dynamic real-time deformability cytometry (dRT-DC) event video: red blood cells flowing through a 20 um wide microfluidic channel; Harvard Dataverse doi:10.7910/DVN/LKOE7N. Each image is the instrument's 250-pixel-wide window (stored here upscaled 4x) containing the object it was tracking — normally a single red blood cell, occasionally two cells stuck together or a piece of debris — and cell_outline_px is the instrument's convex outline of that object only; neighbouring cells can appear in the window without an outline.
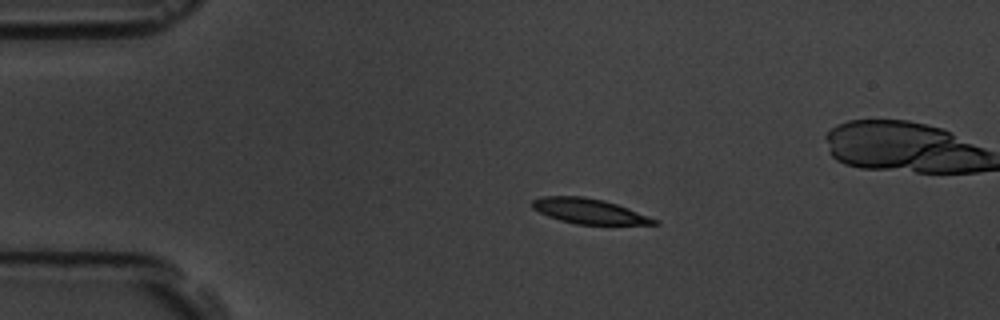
{"species": "common noctule bat (a hibernating species)", "species_latin": "Nyctalus noctula", "temperature_condition": "room temperature", "stored_images_in_passage": 4, "camera_frame_rate_fps": 3000, "um_per_image_px": 0.085, "animal": {"sex": "male", "body_mass_g": 19.5, "forearm_length_mm": 54.6}, "frame": {"image": 1, "passage_image": 2, "time_ms": 2.0, "image_size_px": [1000, 320], "cell_outline_px": [[660, 224], [576, 224], [560, 220], [548, 216], [532, 208], [532, 200], [540, 196], [584, 196], [604, 200], [628, 208], [660, 220]], "centroid_in_image_um": [50.07, 17.94], "position_along_channel_um": 34.9, "area_um2": 17.8}}